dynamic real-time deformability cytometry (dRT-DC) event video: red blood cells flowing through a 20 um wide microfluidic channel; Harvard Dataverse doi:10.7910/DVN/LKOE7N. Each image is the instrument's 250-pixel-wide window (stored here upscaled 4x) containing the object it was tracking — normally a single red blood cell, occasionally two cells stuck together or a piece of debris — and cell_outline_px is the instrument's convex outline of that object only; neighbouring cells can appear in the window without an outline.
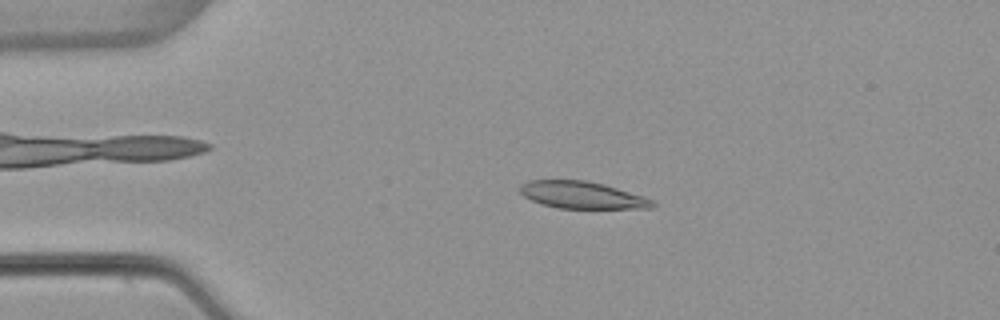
{"species": "common noctule bat (a hibernating species)", "species_latin": "Nyctalus noctula", "temperature_condition": "warm", "stored_images_in_passage": 42, "camera_frame_rate_fps": 3000, "um_per_image_px": 0.085, "animal": {"sex": "female", "body_mass_g": 22.7, "forearm_length_mm": 54.2}, "frame": {"image": 1, "passage_image": 1, "time_ms": 0.0, "image_size_px": [1000, 320], "cell_outline_px": [[656, 204], [652, 208], [556, 208], [540, 204], [524, 196], [520, 192], [520, 184], [528, 180], [588, 180], [604, 184], [644, 196], [652, 200]], "centroid_in_image_um": [49.46, 16.57], "position_along_channel_um": 35.5, "area_um2": 20.98}}
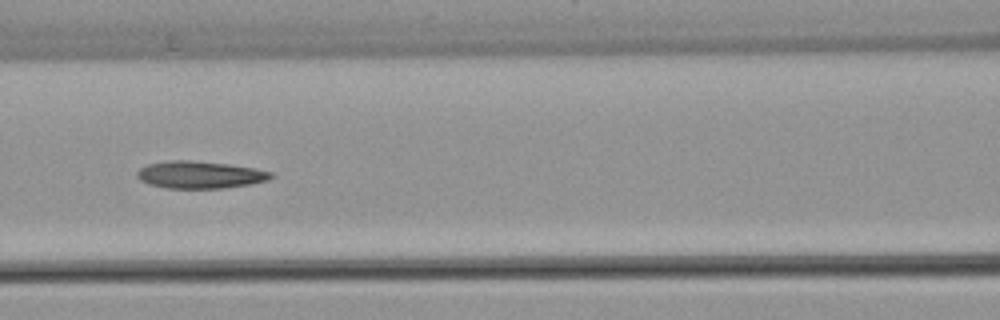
{"frame": {"image": 2, "passage_image": 13, "time_ms": 4.0, "image_size_px": [1000, 320], "cell_outline_px": [[276, 176], [268, 180], [248, 184], [224, 188], [168, 188], [148, 184], [140, 180], [136, 176], [136, 172], [140, 168], [148, 164], [168, 160], [192, 160], [228, 164], [256, 168], [272, 172]], "centroid_in_image_um": [16.99, 14.85], "position_along_channel_um": 149.6, "area_um2": 21.39}}
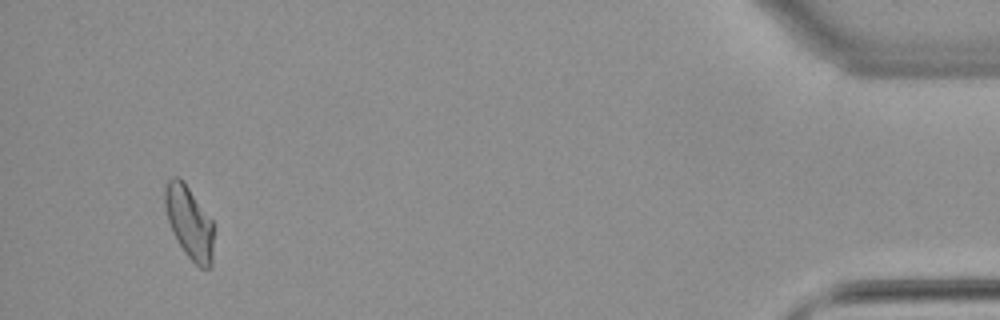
{"frame": {"image": 3, "passage_image": 40, "time_ms": 13.0, "image_size_px": [1000, 320], "cell_outline_px": [[212, 264], [208, 268], [200, 268], [184, 252], [176, 240], [168, 220], [164, 204], [164, 188], [168, 180], [172, 176], [176, 176], [188, 188], [212, 220]], "centroid_in_image_um": [16.06, 18.91], "position_along_channel_um": 419.1, "area_um2": 20.17}, "authors_computed_cell_mechanics": {"area_um2": 20.7791, "velocity_mm_per_s": 3.8438, "shape_relaxation_time_tau1_ms": null, "shape_relaxation_time_tau2_ms": 4.8885, "deformation_change_tau1": null, "deformation_change_tau2": 0.1243}}